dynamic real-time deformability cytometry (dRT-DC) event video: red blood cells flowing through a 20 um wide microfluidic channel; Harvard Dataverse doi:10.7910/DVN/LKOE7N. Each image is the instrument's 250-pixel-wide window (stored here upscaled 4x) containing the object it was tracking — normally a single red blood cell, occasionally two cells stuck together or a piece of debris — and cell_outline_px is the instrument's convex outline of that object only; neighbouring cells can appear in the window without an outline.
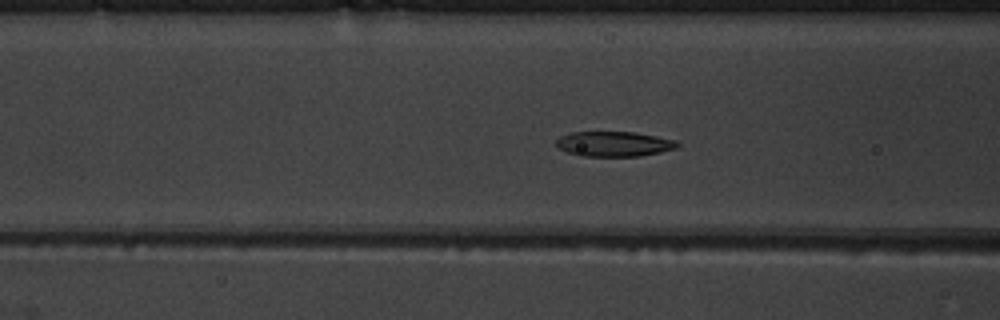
{"species": "common noctule bat (a hibernating species)", "species_latin": "Nyctalus noctula", "temperature_condition": "warm", "stored_images_in_passage": 53, "camera_frame_rate_fps": 3000, "um_per_image_px": 0.085, "animal": {"sex": "male", "body_mass_g": 19.5, "forearm_length_mm": 54.6}, "frame": {"image": 1, "passage_image": 22, "time_ms": 7.0, "image_size_px": [1000, 320], "cell_outline_px": [[680, 144], [676, 148], [660, 152], [640, 156], [580, 156], [556, 148], [556, 140], [560, 136], [572, 132], [636, 132], [676, 140]], "centroid_in_image_um": [52.17, 12.23], "position_along_channel_um": 114.4, "area_um2": 17.74}}
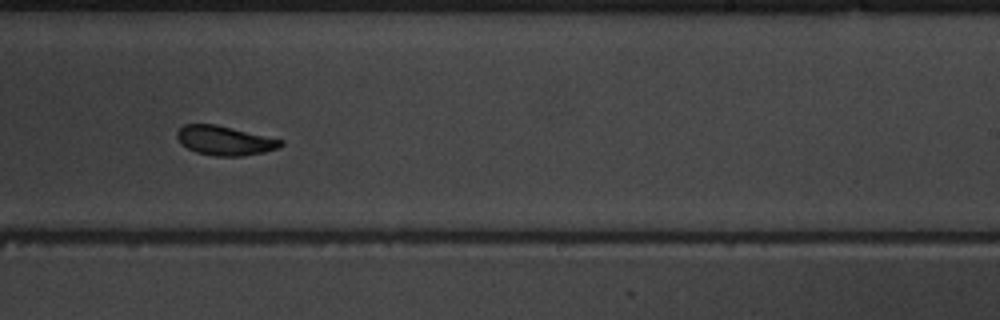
{"frame": {"image": 2, "passage_image": 34, "time_ms": 11.0, "image_size_px": [1000, 320], "cell_outline_px": [[284, 144], [280, 148], [264, 152], [244, 156], [212, 156], [196, 152], [180, 144], [176, 136], [176, 132], [184, 124], [216, 124], [284, 140]], "centroid_in_image_um": [19.11, 11.95], "position_along_channel_um": 269.9, "area_um2": 17.92}}
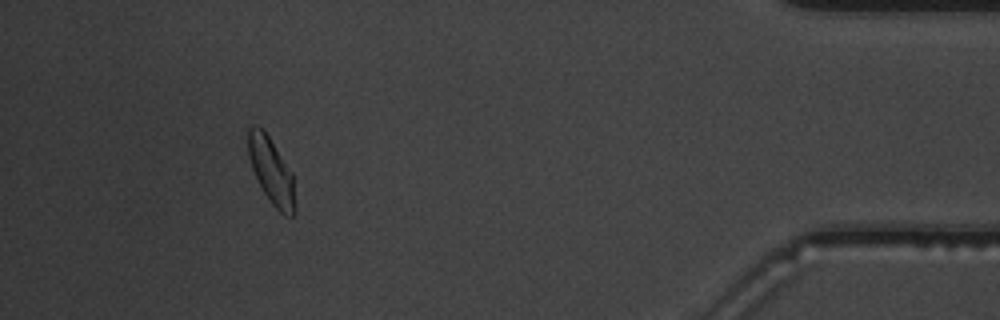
{"frame": {"image": 3, "passage_image": 49, "time_ms": 16.0, "image_size_px": [1000, 320], "cell_outline_px": [[296, 212], [292, 216], [284, 216], [268, 200], [252, 168], [248, 156], [248, 128], [252, 124], [256, 124], [268, 136], [292, 172], [296, 208]], "centroid_in_image_um": [23.07, 14.56], "position_along_channel_um": 412.1, "area_um2": 17.98}, "authors_computed_cell_mechanics": {"area_um2": 18.4382, "velocity_mm_per_s": 3.897, "shape_relaxation_time_tau1_ms": 3.6877, "shape_relaxation_time_tau2_ms": 2.2294, "deformation_change_tau1": 0.1377, "deformation_change_tau2": 0.0804}}